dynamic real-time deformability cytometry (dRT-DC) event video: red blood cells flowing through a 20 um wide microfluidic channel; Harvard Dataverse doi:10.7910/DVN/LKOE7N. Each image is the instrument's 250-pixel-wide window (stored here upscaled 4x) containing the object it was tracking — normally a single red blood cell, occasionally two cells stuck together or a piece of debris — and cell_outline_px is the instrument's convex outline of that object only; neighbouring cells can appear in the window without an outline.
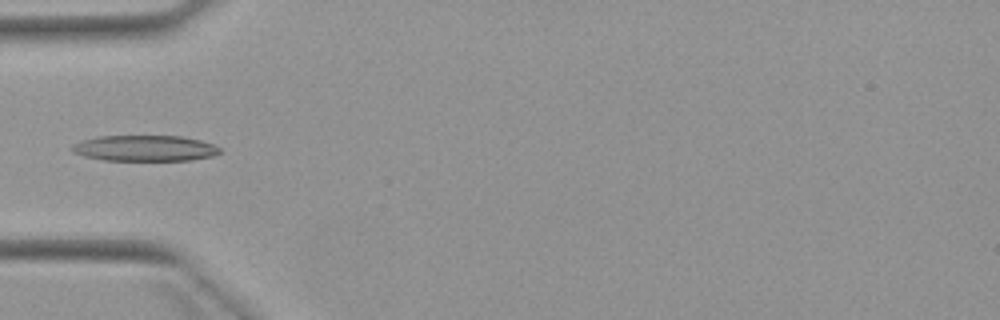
{"species": "Egyptian fruit bat (a non-hibernating species)", "species_latin": "Rousettus aegyptiacus", "temperature_condition": "warm", "stored_images_in_passage": 3, "camera_frame_rate_fps": 3000, "um_per_image_px": 0.085, "animal": {"sex": "female"}, "frame": {"image": 1, "passage_image": 3, "time_ms": 2.333, "image_size_px": [1000, 320], "cell_outline_px": [[220, 152], [212, 156], [192, 160], [104, 160], [84, 156], [72, 152], [68, 148], [72, 144], [96, 136], [180, 136], [200, 140], [212, 144], [220, 148]], "centroid_in_image_um": [12.26, 12.6], "position_along_channel_um": 72.7, "area_um2": 22.25}}